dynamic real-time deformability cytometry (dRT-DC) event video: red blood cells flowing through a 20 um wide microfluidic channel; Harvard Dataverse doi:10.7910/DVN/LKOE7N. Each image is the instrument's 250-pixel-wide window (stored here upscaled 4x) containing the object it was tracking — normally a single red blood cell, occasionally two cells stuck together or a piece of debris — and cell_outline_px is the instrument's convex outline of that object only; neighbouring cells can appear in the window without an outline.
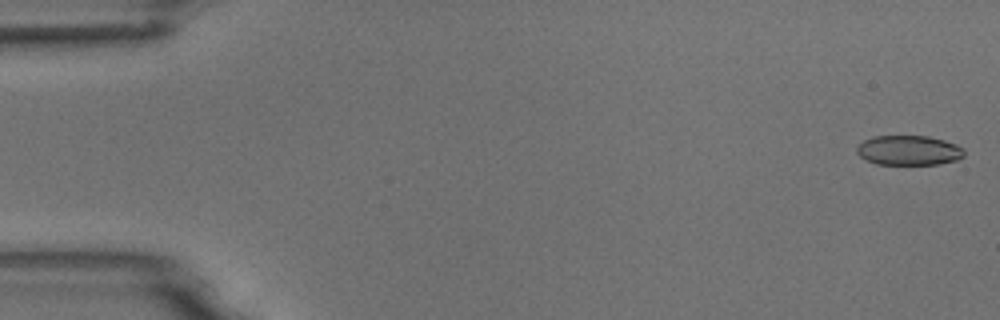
{"species": "common noctule bat (a hibernating species)", "species_latin": "Nyctalus noctula", "temperature_condition": "room temperature", "stored_images_in_passage": 4, "camera_frame_rate_fps": 3000, "um_per_image_px": 0.085, "animal": {"sex": "male", "body_mass_g": 18.8}, "frame": {"image": 1, "passage_image": 1, "time_ms": 0.0, "image_size_px": [1000, 320], "cell_outline_px": [[964, 156], [956, 160], [940, 164], [876, 164], [860, 156], [856, 152], [856, 148], [864, 140], [872, 136], [928, 136], [944, 140], [956, 144], [964, 148]], "centroid_in_image_um": [77.26, 12.77], "position_along_channel_um": 7.7, "area_um2": 18.61}}